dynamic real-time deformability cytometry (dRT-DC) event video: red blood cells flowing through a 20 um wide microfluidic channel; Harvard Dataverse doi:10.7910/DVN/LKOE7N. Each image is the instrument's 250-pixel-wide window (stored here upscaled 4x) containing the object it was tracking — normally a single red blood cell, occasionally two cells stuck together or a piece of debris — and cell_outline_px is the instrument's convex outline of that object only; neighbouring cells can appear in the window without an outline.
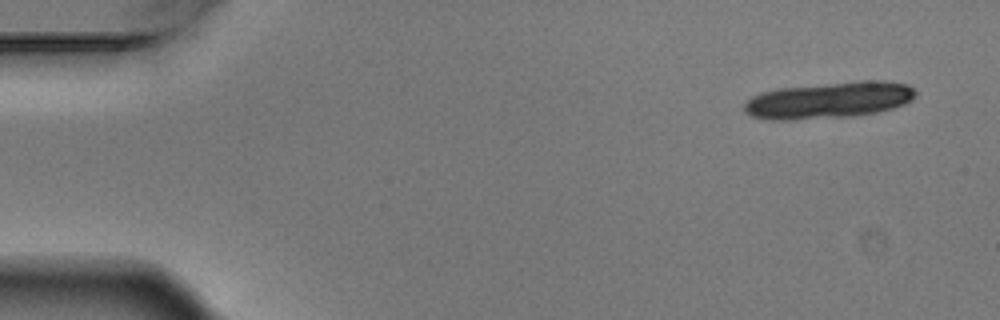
{"species": "Egyptian fruit bat (a non-hibernating species)", "species_latin": "Rousettus aegyptiacus", "temperature_condition": "warm", "stored_images_in_passage": 5, "camera_frame_rate_fps": 3000, "um_per_image_px": 0.085, "animal": {"sex": "male"}, "frame": {"image": 1, "passage_image": 1, "time_ms": 0.0, "image_size_px": [1000, 320], "cell_outline_px": [[916, 96], [912, 100], [904, 104], [892, 108], [876, 112], [852, 116], [792, 120], [772, 120], [752, 116], [744, 112], [744, 104], [752, 96], [760, 92], [780, 88], [864, 80], [884, 80], [908, 84], [916, 92]], "centroid_in_image_um": [70.47, 8.51], "position_along_channel_um": 14.5, "area_um2": 36.47}}
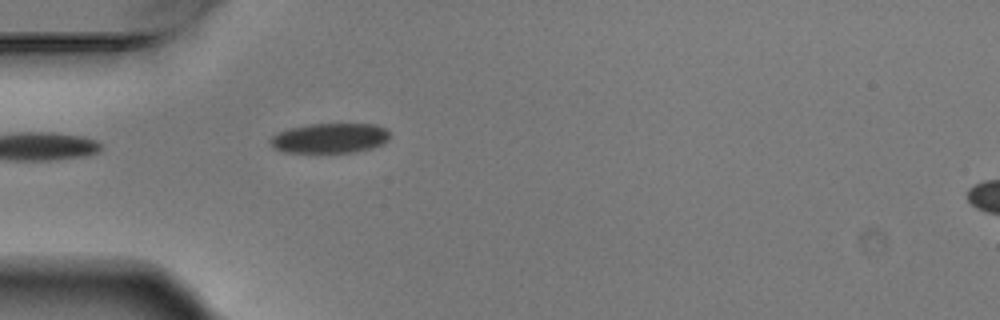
{"frame": {"image": 2, "passage_image": 5, "time_ms": 1.333, "image_size_px": [1000, 320], "cell_outline_px": [[388, 140], [372, 148], [352, 152], [284, 152], [272, 148], [272, 136], [288, 128], [308, 124], [376, 124], [384, 128], [388, 132]], "centroid_in_image_um": [28.02, 11.73], "position_along_channel_um": 57.0, "area_um2": 20.58}}